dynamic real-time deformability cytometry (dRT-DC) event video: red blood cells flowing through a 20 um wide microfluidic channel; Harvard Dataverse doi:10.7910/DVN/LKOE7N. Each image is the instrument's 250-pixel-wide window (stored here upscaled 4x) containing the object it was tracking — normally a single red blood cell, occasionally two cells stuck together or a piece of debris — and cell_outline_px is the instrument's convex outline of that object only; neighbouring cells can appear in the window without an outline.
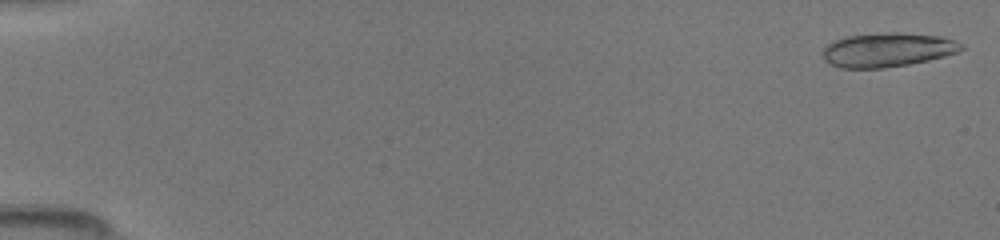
{"species": "common noctule bat (a hibernating species)", "species_latin": "Nyctalus noctula", "temperature_condition": "room temperature", "stored_images_in_passage": 7, "camera_frame_rate_fps": 3000, "um_per_image_px": 0.085, "animal": {"sex": "female", "body_mass_g": 19.5, "forearm_length_mm": 54.1}, "frame": {"image": 1, "passage_image": 1, "time_ms": 0.0, "image_size_px": [1000, 240], "cell_outline_px": [[964, 48], [956, 52], [944, 56], [928, 60], [908, 64], [884, 68], [840, 68], [824, 60], [824, 48], [828, 44], [836, 40], [848, 36], [888, 32], [896, 32], [940, 36], [956, 40], [964, 44]], "centroid_in_image_um": [75.47, 4.23], "position_along_channel_um": 9.5, "area_um2": 27.34}}
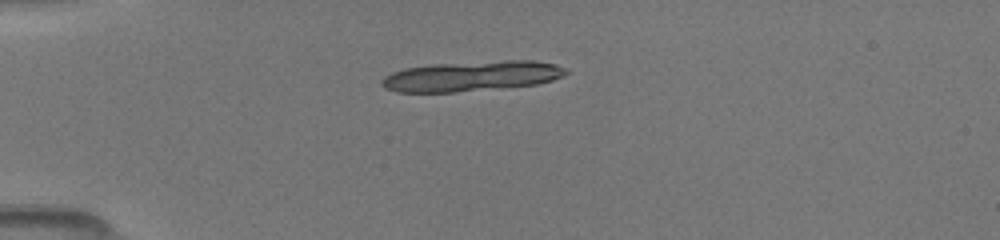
{"frame": {"image": 2, "passage_image": 5, "time_ms": 4.0, "image_size_px": [1000, 240], "cell_outline_px": [[568, 72], [552, 80], [536, 84], [456, 92], [396, 92], [384, 88], [380, 84], [380, 80], [384, 76], [392, 72], [404, 68], [432, 64], [508, 60], [532, 60], [556, 64], [564, 68]], "centroid_in_image_um": [40.02, 6.47], "position_along_channel_um": 45.0, "area_um2": 32.31}}